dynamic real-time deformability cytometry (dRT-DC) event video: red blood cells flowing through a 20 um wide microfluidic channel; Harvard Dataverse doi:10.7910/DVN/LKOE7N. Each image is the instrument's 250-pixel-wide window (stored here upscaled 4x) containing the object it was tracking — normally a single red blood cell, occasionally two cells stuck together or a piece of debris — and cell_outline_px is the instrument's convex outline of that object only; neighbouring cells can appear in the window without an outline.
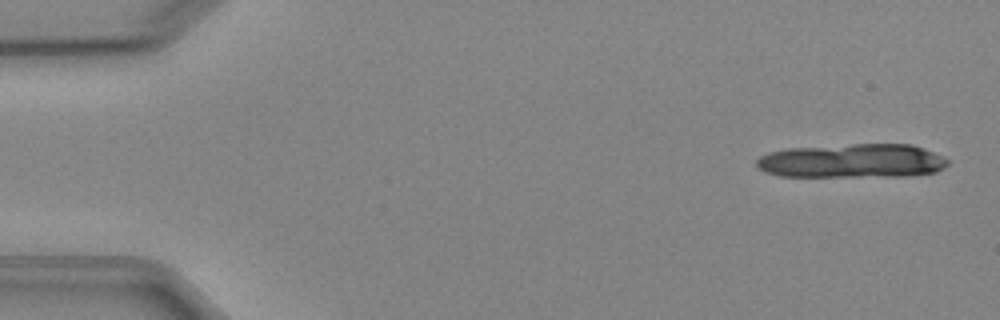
{"species": "Egyptian fruit bat (a non-hibernating species)", "species_latin": "Rousettus aegyptiacus", "temperature_condition": "cold", "stored_images_in_passage": 5, "camera_frame_rate_fps": 3000, "um_per_image_px": 0.085, "animal": {"sex": "female"}, "frame": {"image": 1, "passage_image": 1, "time_ms": 0.0, "image_size_px": [1000, 320], "cell_outline_px": [[948, 164], [944, 168], [936, 172], [908, 176], [780, 176], [764, 172], [756, 164], [756, 160], [760, 156], [768, 152], [788, 148], [852, 144], [912, 144], [944, 156], [948, 160]], "centroid_in_image_um": [72.46, 13.67], "position_along_channel_um": 12.5, "area_um2": 38.09}}
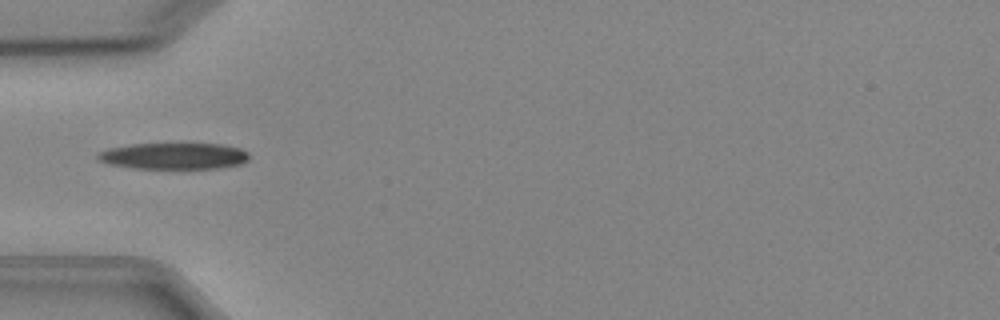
{"frame": {"image": 2, "passage_image": 5, "time_ms": 5.0, "image_size_px": [1000, 320], "cell_outline_px": [[248, 160], [240, 164], [220, 168], [132, 168], [108, 164], [96, 160], [96, 156], [100, 152], [108, 148], [132, 144], [224, 144], [240, 148], [248, 152]], "centroid_in_image_um": [14.76, 13.26], "position_along_channel_um": 70.2, "area_um2": 23.29}}